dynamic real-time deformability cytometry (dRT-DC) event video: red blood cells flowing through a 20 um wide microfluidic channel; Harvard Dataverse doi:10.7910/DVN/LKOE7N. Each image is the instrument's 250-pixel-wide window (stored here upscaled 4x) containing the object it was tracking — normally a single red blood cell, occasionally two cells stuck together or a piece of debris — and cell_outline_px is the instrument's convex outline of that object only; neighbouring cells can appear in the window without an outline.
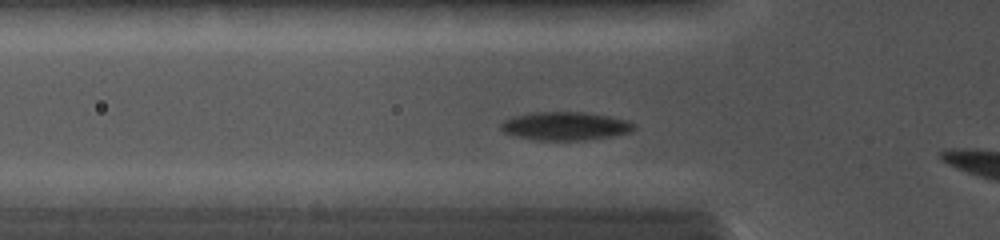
{"species": "common noctule bat (a hibernating species)", "species_latin": "Nyctalus noctula", "temperature_condition": "cold", "stored_images_in_passage": 3, "camera_frame_rate_fps": 5000, "um_per_image_px": 0.085, "animal": {"sex": "female", "body_mass_g": 19.0, "forearm_length_mm": 56.7}, "frame": {"image": 1, "passage_image": 2, "time_ms": 0.4, "image_size_px": [1000, 240], "cell_outline_px": [[636, 128], [632, 132], [608, 136], [576, 140], [532, 140], [516, 136], [504, 132], [500, 128], [500, 124], [504, 120], [512, 116], [532, 112], [584, 112], [608, 116], [628, 120], [636, 124]], "centroid_in_image_um": [48.02, 10.7], "position_along_channel_um": 77.8, "area_um2": 21.96}}